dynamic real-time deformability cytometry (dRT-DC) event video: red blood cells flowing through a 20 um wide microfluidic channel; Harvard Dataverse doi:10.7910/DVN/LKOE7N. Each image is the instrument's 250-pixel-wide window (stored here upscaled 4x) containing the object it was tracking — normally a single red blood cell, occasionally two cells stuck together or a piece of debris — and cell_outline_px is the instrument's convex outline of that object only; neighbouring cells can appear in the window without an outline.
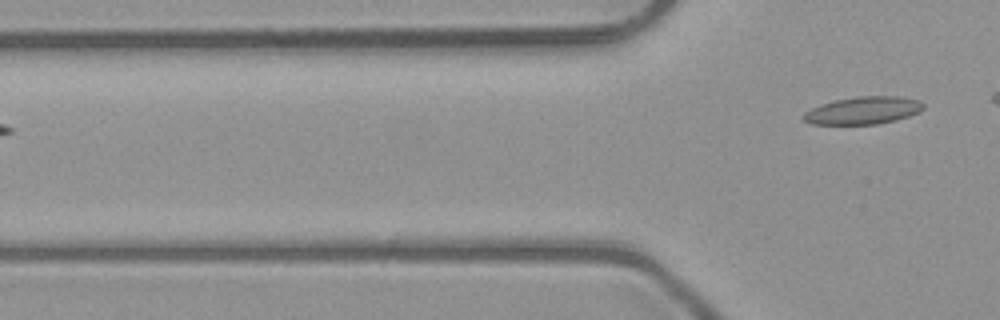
{"species": "common noctule bat (a hibernating species)", "species_latin": "Nyctalus noctula", "temperature_condition": "room temperature", "stored_images_in_passage": 2, "camera_frame_rate_fps": 3000, "um_per_image_px": 0.085, "animal": {"sex": "male", "body_mass_g": 23.1, "forearm_length_mm": 52.7}, "frame": {"image": 1, "passage_image": 2, "time_ms": 0.333, "image_size_px": [1000, 320], "cell_outline_px": [[924, 108], [920, 112], [896, 120], [876, 124], [812, 124], [804, 120], [800, 116], [804, 112], [820, 104], [836, 100], [856, 96], [900, 96], [920, 100], [924, 104]], "centroid_in_image_um": [73.38, 9.38], "position_along_channel_um": 52.4, "area_um2": 19.36}}